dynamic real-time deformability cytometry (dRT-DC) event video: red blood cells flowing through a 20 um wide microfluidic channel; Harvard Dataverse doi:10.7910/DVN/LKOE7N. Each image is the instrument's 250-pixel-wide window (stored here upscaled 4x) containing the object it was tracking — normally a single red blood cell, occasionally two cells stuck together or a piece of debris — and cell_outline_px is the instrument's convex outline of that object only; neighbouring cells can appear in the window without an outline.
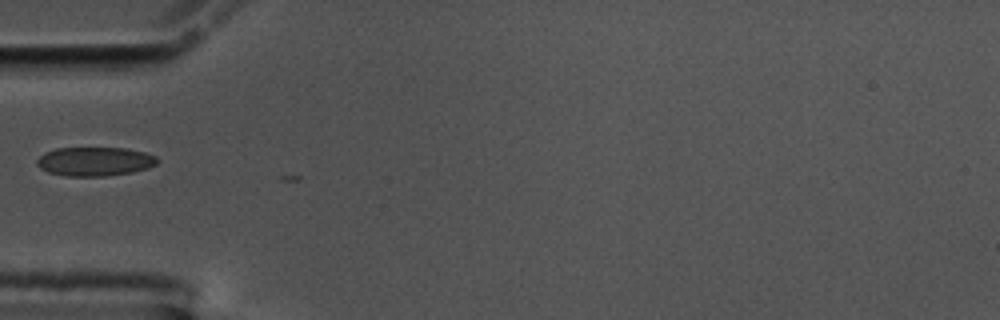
{"species": "common noctule bat (a hibernating species)", "species_latin": "Nyctalus noctula", "temperature_condition": "cold", "stored_images_in_passage": 3, "camera_frame_rate_fps": 3000, "um_per_image_px": 0.085, "animal": {"sex": "male", "body_mass_g": 17.5, "forearm_length_mm": 52.3}, "frame": {"image": 1, "passage_image": 1, "time_ms": 0.0, "image_size_px": [1000, 320], "cell_outline_px": [[160, 160], [156, 164], [148, 168], [132, 172], [108, 176], [64, 176], [48, 172], [40, 168], [36, 164], [36, 160], [44, 152], [56, 148], [128, 148], [144, 152], [156, 156]], "centroid_in_image_um": [8.06, 13.72], "position_along_channel_um": 76.9, "area_um2": 20.52}}